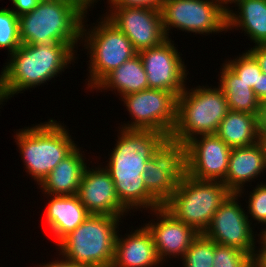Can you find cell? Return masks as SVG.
<instances>
[{
	"label": "cell",
	"instance_id": "obj_1",
	"mask_svg": "<svg viewBox=\"0 0 266 267\" xmlns=\"http://www.w3.org/2000/svg\"><path fill=\"white\" fill-rule=\"evenodd\" d=\"M119 128L117 143L105 168L114 182L119 202L128 210L156 209L162 205L147 191L142 173L154 150L166 138L154 130Z\"/></svg>",
	"mask_w": 266,
	"mask_h": 267
},
{
	"label": "cell",
	"instance_id": "obj_2",
	"mask_svg": "<svg viewBox=\"0 0 266 267\" xmlns=\"http://www.w3.org/2000/svg\"><path fill=\"white\" fill-rule=\"evenodd\" d=\"M75 53L67 43L21 44L0 73L6 99L62 74L76 59Z\"/></svg>",
	"mask_w": 266,
	"mask_h": 267
},
{
	"label": "cell",
	"instance_id": "obj_3",
	"mask_svg": "<svg viewBox=\"0 0 266 267\" xmlns=\"http://www.w3.org/2000/svg\"><path fill=\"white\" fill-rule=\"evenodd\" d=\"M88 8L79 0H39L18 16L22 44L67 43L73 50L82 38Z\"/></svg>",
	"mask_w": 266,
	"mask_h": 267
},
{
	"label": "cell",
	"instance_id": "obj_4",
	"mask_svg": "<svg viewBox=\"0 0 266 267\" xmlns=\"http://www.w3.org/2000/svg\"><path fill=\"white\" fill-rule=\"evenodd\" d=\"M68 131L66 125L64 127L49 119L30 128L19 129L14 136L24 168L38 185L78 146Z\"/></svg>",
	"mask_w": 266,
	"mask_h": 267
},
{
	"label": "cell",
	"instance_id": "obj_5",
	"mask_svg": "<svg viewBox=\"0 0 266 267\" xmlns=\"http://www.w3.org/2000/svg\"><path fill=\"white\" fill-rule=\"evenodd\" d=\"M119 222L120 217L90 214L57 243L59 255L83 267H111Z\"/></svg>",
	"mask_w": 266,
	"mask_h": 267
},
{
	"label": "cell",
	"instance_id": "obj_6",
	"mask_svg": "<svg viewBox=\"0 0 266 267\" xmlns=\"http://www.w3.org/2000/svg\"><path fill=\"white\" fill-rule=\"evenodd\" d=\"M185 88L177 98V120L170 137L181 143L202 134H215L229 111L223 91L218 86Z\"/></svg>",
	"mask_w": 266,
	"mask_h": 267
},
{
	"label": "cell",
	"instance_id": "obj_7",
	"mask_svg": "<svg viewBox=\"0 0 266 267\" xmlns=\"http://www.w3.org/2000/svg\"><path fill=\"white\" fill-rule=\"evenodd\" d=\"M231 194L222 182L199 180L186 174L163 207L200 234L205 232L213 215Z\"/></svg>",
	"mask_w": 266,
	"mask_h": 267
},
{
	"label": "cell",
	"instance_id": "obj_8",
	"mask_svg": "<svg viewBox=\"0 0 266 267\" xmlns=\"http://www.w3.org/2000/svg\"><path fill=\"white\" fill-rule=\"evenodd\" d=\"M102 17L98 24L90 27L91 30L88 28L87 31L88 24H83L82 28V45L84 41V49L90 55L89 76L86 79V88H91L90 91L113 69L138 54L129 38L105 15Z\"/></svg>",
	"mask_w": 266,
	"mask_h": 267
},
{
	"label": "cell",
	"instance_id": "obj_9",
	"mask_svg": "<svg viewBox=\"0 0 266 267\" xmlns=\"http://www.w3.org/2000/svg\"><path fill=\"white\" fill-rule=\"evenodd\" d=\"M160 14L167 38L172 28L200 35L227 32V6L222 0H164Z\"/></svg>",
	"mask_w": 266,
	"mask_h": 267
},
{
	"label": "cell",
	"instance_id": "obj_10",
	"mask_svg": "<svg viewBox=\"0 0 266 267\" xmlns=\"http://www.w3.org/2000/svg\"><path fill=\"white\" fill-rule=\"evenodd\" d=\"M177 98L170 91L146 89L121 97L131 115L124 129L154 130L170 137L177 120Z\"/></svg>",
	"mask_w": 266,
	"mask_h": 267
},
{
	"label": "cell",
	"instance_id": "obj_11",
	"mask_svg": "<svg viewBox=\"0 0 266 267\" xmlns=\"http://www.w3.org/2000/svg\"><path fill=\"white\" fill-rule=\"evenodd\" d=\"M142 173L147 191L163 206L187 174L186 144L166 137Z\"/></svg>",
	"mask_w": 266,
	"mask_h": 267
},
{
	"label": "cell",
	"instance_id": "obj_12",
	"mask_svg": "<svg viewBox=\"0 0 266 267\" xmlns=\"http://www.w3.org/2000/svg\"><path fill=\"white\" fill-rule=\"evenodd\" d=\"M238 197V194L232 193L224 201L203 234L217 244L236 247L254 258L258 250L254 239L256 235L251 227V218L248 219L244 208L239 205Z\"/></svg>",
	"mask_w": 266,
	"mask_h": 267
},
{
	"label": "cell",
	"instance_id": "obj_13",
	"mask_svg": "<svg viewBox=\"0 0 266 267\" xmlns=\"http://www.w3.org/2000/svg\"><path fill=\"white\" fill-rule=\"evenodd\" d=\"M105 15L129 38L137 52L159 46L168 39L164 32L160 9L110 7Z\"/></svg>",
	"mask_w": 266,
	"mask_h": 267
},
{
	"label": "cell",
	"instance_id": "obj_14",
	"mask_svg": "<svg viewBox=\"0 0 266 267\" xmlns=\"http://www.w3.org/2000/svg\"><path fill=\"white\" fill-rule=\"evenodd\" d=\"M170 39L159 46L139 51L138 54L147 73L149 89L170 91L179 96L186 88L189 73L180 56L182 54H179L174 41Z\"/></svg>",
	"mask_w": 266,
	"mask_h": 267
},
{
	"label": "cell",
	"instance_id": "obj_15",
	"mask_svg": "<svg viewBox=\"0 0 266 267\" xmlns=\"http://www.w3.org/2000/svg\"><path fill=\"white\" fill-rule=\"evenodd\" d=\"M198 136L185 143L187 175L199 180L223 182L232 148L216 134Z\"/></svg>",
	"mask_w": 266,
	"mask_h": 267
},
{
	"label": "cell",
	"instance_id": "obj_16",
	"mask_svg": "<svg viewBox=\"0 0 266 267\" xmlns=\"http://www.w3.org/2000/svg\"><path fill=\"white\" fill-rule=\"evenodd\" d=\"M101 166L100 164L94 169L86 167L77 196L90 214L123 219L129 211L119 202L110 173Z\"/></svg>",
	"mask_w": 266,
	"mask_h": 267
},
{
	"label": "cell",
	"instance_id": "obj_17",
	"mask_svg": "<svg viewBox=\"0 0 266 267\" xmlns=\"http://www.w3.org/2000/svg\"><path fill=\"white\" fill-rule=\"evenodd\" d=\"M150 212L157 219H152V222L146 223L145 226L152 235L159 260L164 263L171 256L172 258L180 256L181 259L199 233L193 227L176 219L163 206Z\"/></svg>",
	"mask_w": 266,
	"mask_h": 267
},
{
	"label": "cell",
	"instance_id": "obj_18",
	"mask_svg": "<svg viewBox=\"0 0 266 267\" xmlns=\"http://www.w3.org/2000/svg\"><path fill=\"white\" fill-rule=\"evenodd\" d=\"M266 170V147L263 141L232 148L226 177L222 183L232 192L242 197L244 184L261 176ZM242 193V194H241Z\"/></svg>",
	"mask_w": 266,
	"mask_h": 267
},
{
	"label": "cell",
	"instance_id": "obj_19",
	"mask_svg": "<svg viewBox=\"0 0 266 267\" xmlns=\"http://www.w3.org/2000/svg\"><path fill=\"white\" fill-rule=\"evenodd\" d=\"M119 235L118 232L111 267H157L162 263L146 226L128 232L124 237Z\"/></svg>",
	"mask_w": 266,
	"mask_h": 267
},
{
	"label": "cell",
	"instance_id": "obj_20",
	"mask_svg": "<svg viewBox=\"0 0 266 267\" xmlns=\"http://www.w3.org/2000/svg\"><path fill=\"white\" fill-rule=\"evenodd\" d=\"M45 209V219L56 244L71 231H74L90 215L80 202L77 194L50 195ZM56 239V240H55Z\"/></svg>",
	"mask_w": 266,
	"mask_h": 267
},
{
	"label": "cell",
	"instance_id": "obj_21",
	"mask_svg": "<svg viewBox=\"0 0 266 267\" xmlns=\"http://www.w3.org/2000/svg\"><path fill=\"white\" fill-rule=\"evenodd\" d=\"M80 149L81 147L77 146L43 179L39 184L43 194L74 195L78 193L87 167L84 154Z\"/></svg>",
	"mask_w": 266,
	"mask_h": 267
},
{
	"label": "cell",
	"instance_id": "obj_22",
	"mask_svg": "<svg viewBox=\"0 0 266 267\" xmlns=\"http://www.w3.org/2000/svg\"><path fill=\"white\" fill-rule=\"evenodd\" d=\"M229 3L238 7L239 14L227 5V31L240 29L254 46L266 45V0H231Z\"/></svg>",
	"mask_w": 266,
	"mask_h": 267
},
{
	"label": "cell",
	"instance_id": "obj_23",
	"mask_svg": "<svg viewBox=\"0 0 266 267\" xmlns=\"http://www.w3.org/2000/svg\"><path fill=\"white\" fill-rule=\"evenodd\" d=\"M93 89L117 90L120 97L137 93L148 87L147 73L139 54L108 73Z\"/></svg>",
	"mask_w": 266,
	"mask_h": 267
},
{
	"label": "cell",
	"instance_id": "obj_24",
	"mask_svg": "<svg viewBox=\"0 0 266 267\" xmlns=\"http://www.w3.org/2000/svg\"><path fill=\"white\" fill-rule=\"evenodd\" d=\"M215 134L230 148L253 145L260 141L257 116L229 110Z\"/></svg>",
	"mask_w": 266,
	"mask_h": 267
},
{
	"label": "cell",
	"instance_id": "obj_25",
	"mask_svg": "<svg viewBox=\"0 0 266 267\" xmlns=\"http://www.w3.org/2000/svg\"><path fill=\"white\" fill-rule=\"evenodd\" d=\"M218 86L224 93L229 110L246 112L258 117L260 101L252 88L242 81L225 63L220 70Z\"/></svg>",
	"mask_w": 266,
	"mask_h": 267
},
{
	"label": "cell",
	"instance_id": "obj_26",
	"mask_svg": "<svg viewBox=\"0 0 266 267\" xmlns=\"http://www.w3.org/2000/svg\"><path fill=\"white\" fill-rule=\"evenodd\" d=\"M181 259L183 267H213L214 241L200 233Z\"/></svg>",
	"mask_w": 266,
	"mask_h": 267
},
{
	"label": "cell",
	"instance_id": "obj_27",
	"mask_svg": "<svg viewBox=\"0 0 266 267\" xmlns=\"http://www.w3.org/2000/svg\"><path fill=\"white\" fill-rule=\"evenodd\" d=\"M224 62L248 87L252 88L258 99V81L262 70L256 59L246 50L233 60Z\"/></svg>",
	"mask_w": 266,
	"mask_h": 267
},
{
	"label": "cell",
	"instance_id": "obj_28",
	"mask_svg": "<svg viewBox=\"0 0 266 267\" xmlns=\"http://www.w3.org/2000/svg\"><path fill=\"white\" fill-rule=\"evenodd\" d=\"M18 16L11 8L0 9V48L14 53L21 45Z\"/></svg>",
	"mask_w": 266,
	"mask_h": 267
},
{
	"label": "cell",
	"instance_id": "obj_29",
	"mask_svg": "<svg viewBox=\"0 0 266 267\" xmlns=\"http://www.w3.org/2000/svg\"><path fill=\"white\" fill-rule=\"evenodd\" d=\"M213 267H254L253 257L236 247L214 242Z\"/></svg>",
	"mask_w": 266,
	"mask_h": 267
},
{
	"label": "cell",
	"instance_id": "obj_30",
	"mask_svg": "<svg viewBox=\"0 0 266 267\" xmlns=\"http://www.w3.org/2000/svg\"><path fill=\"white\" fill-rule=\"evenodd\" d=\"M248 207H246L248 212V218H253L254 221L262 223L261 226L266 224V183H258L250 194L248 195Z\"/></svg>",
	"mask_w": 266,
	"mask_h": 267
},
{
	"label": "cell",
	"instance_id": "obj_31",
	"mask_svg": "<svg viewBox=\"0 0 266 267\" xmlns=\"http://www.w3.org/2000/svg\"><path fill=\"white\" fill-rule=\"evenodd\" d=\"M164 0H108L109 7H149L160 9Z\"/></svg>",
	"mask_w": 266,
	"mask_h": 267
},
{
	"label": "cell",
	"instance_id": "obj_32",
	"mask_svg": "<svg viewBox=\"0 0 266 267\" xmlns=\"http://www.w3.org/2000/svg\"><path fill=\"white\" fill-rule=\"evenodd\" d=\"M13 7L11 10L17 15L32 11L38 4L39 0H11Z\"/></svg>",
	"mask_w": 266,
	"mask_h": 267
},
{
	"label": "cell",
	"instance_id": "obj_33",
	"mask_svg": "<svg viewBox=\"0 0 266 267\" xmlns=\"http://www.w3.org/2000/svg\"><path fill=\"white\" fill-rule=\"evenodd\" d=\"M248 52L256 59L262 73L266 74V45L253 46Z\"/></svg>",
	"mask_w": 266,
	"mask_h": 267
},
{
	"label": "cell",
	"instance_id": "obj_34",
	"mask_svg": "<svg viewBox=\"0 0 266 267\" xmlns=\"http://www.w3.org/2000/svg\"><path fill=\"white\" fill-rule=\"evenodd\" d=\"M258 121V134L261 141L266 140V100L260 102Z\"/></svg>",
	"mask_w": 266,
	"mask_h": 267
},
{
	"label": "cell",
	"instance_id": "obj_35",
	"mask_svg": "<svg viewBox=\"0 0 266 267\" xmlns=\"http://www.w3.org/2000/svg\"><path fill=\"white\" fill-rule=\"evenodd\" d=\"M262 247V248H261ZM253 258L254 267H266V246H260Z\"/></svg>",
	"mask_w": 266,
	"mask_h": 267
},
{
	"label": "cell",
	"instance_id": "obj_36",
	"mask_svg": "<svg viewBox=\"0 0 266 267\" xmlns=\"http://www.w3.org/2000/svg\"><path fill=\"white\" fill-rule=\"evenodd\" d=\"M39 267H83L80 265H77L71 261L66 260L65 258H61V260H55L53 262H48L47 264L39 265Z\"/></svg>",
	"mask_w": 266,
	"mask_h": 267
},
{
	"label": "cell",
	"instance_id": "obj_37",
	"mask_svg": "<svg viewBox=\"0 0 266 267\" xmlns=\"http://www.w3.org/2000/svg\"><path fill=\"white\" fill-rule=\"evenodd\" d=\"M258 100H266V74L261 73L258 81Z\"/></svg>",
	"mask_w": 266,
	"mask_h": 267
},
{
	"label": "cell",
	"instance_id": "obj_38",
	"mask_svg": "<svg viewBox=\"0 0 266 267\" xmlns=\"http://www.w3.org/2000/svg\"><path fill=\"white\" fill-rule=\"evenodd\" d=\"M264 230V231H263ZM261 234H256L258 235V237L260 238L258 241L256 242H259L258 244H261V246H266V224H265V228L262 229V231H260Z\"/></svg>",
	"mask_w": 266,
	"mask_h": 267
},
{
	"label": "cell",
	"instance_id": "obj_39",
	"mask_svg": "<svg viewBox=\"0 0 266 267\" xmlns=\"http://www.w3.org/2000/svg\"><path fill=\"white\" fill-rule=\"evenodd\" d=\"M7 102V99L5 97L4 91H3V86H2V82H1V78H0V105H3V102Z\"/></svg>",
	"mask_w": 266,
	"mask_h": 267
},
{
	"label": "cell",
	"instance_id": "obj_40",
	"mask_svg": "<svg viewBox=\"0 0 266 267\" xmlns=\"http://www.w3.org/2000/svg\"><path fill=\"white\" fill-rule=\"evenodd\" d=\"M80 2H83L88 8L90 7H94V3H97V2H99L98 0H79Z\"/></svg>",
	"mask_w": 266,
	"mask_h": 267
},
{
	"label": "cell",
	"instance_id": "obj_41",
	"mask_svg": "<svg viewBox=\"0 0 266 267\" xmlns=\"http://www.w3.org/2000/svg\"><path fill=\"white\" fill-rule=\"evenodd\" d=\"M226 5H228L229 4V2L231 1V0H222Z\"/></svg>",
	"mask_w": 266,
	"mask_h": 267
}]
</instances>
